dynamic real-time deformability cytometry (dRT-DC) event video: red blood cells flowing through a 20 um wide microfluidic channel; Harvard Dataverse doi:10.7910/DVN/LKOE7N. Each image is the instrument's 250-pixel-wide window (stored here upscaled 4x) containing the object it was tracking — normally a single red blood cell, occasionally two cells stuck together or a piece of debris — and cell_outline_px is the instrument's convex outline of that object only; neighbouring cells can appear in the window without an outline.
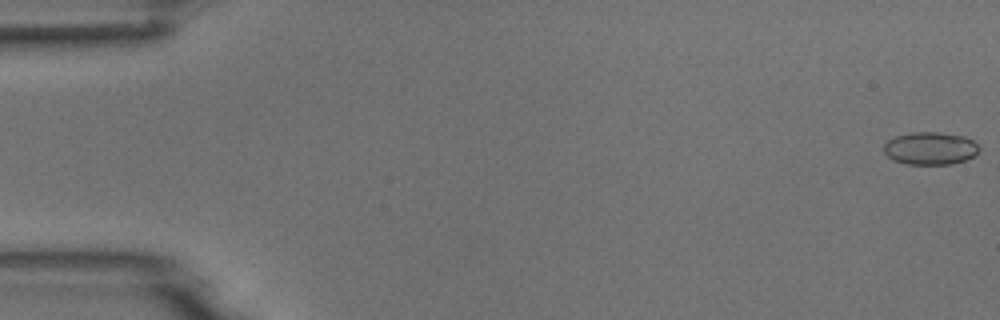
{"species": "common noctule bat (a hibernating species)", "species_latin": "Nyctalus noctula", "temperature_condition": "room temperature", "stored_images_in_passage": 7, "camera_frame_rate_fps": 3000, "um_per_image_px": 0.085, "animal": {"sex": "male", "body_mass_g": 18.8}, "frame": {"image": 1, "passage_image": 1, "time_ms": 0.0, "image_size_px": [1000, 320], "cell_outline_px": [[980, 148], [976, 156], [952, 164], [908, 164], [892, 160], [884, 152], [884, 144], [888, 140], [896, 136], [912, 132], [940, 132], [964, 136], [972, 140]], "centroid_in_image_um": [79.08, 12.61], "position_along_channel_um": 5.9, "area_um2": 18.21}}
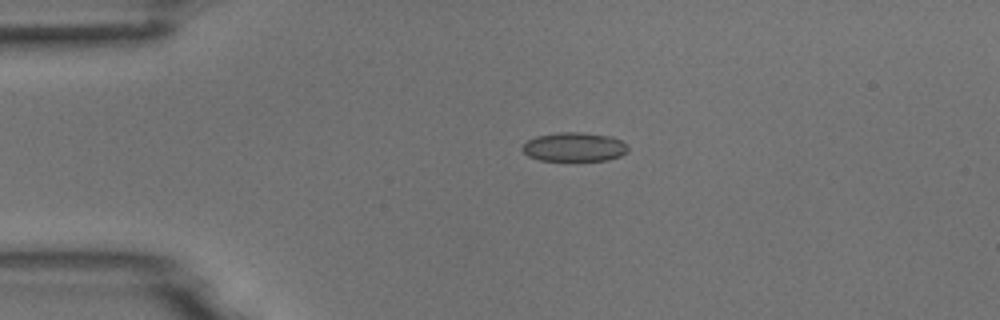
{"frame": {"image": 2, "passage_image": 4, "time_ms": 1.0, "image_size_px": [1000, 320], "cell_outline_px": [[628, 152], [620, 156], [608, 160], [540, 160], [528, 156], [520, 148], [528, 140], [536, 136], [560, 132], [580, 132], [612, 136], [628, 144]], "centroid_in_image_um": [48.84, 12.48], "position_along_channel_um": 36.2, "area_um2": 17.92}}
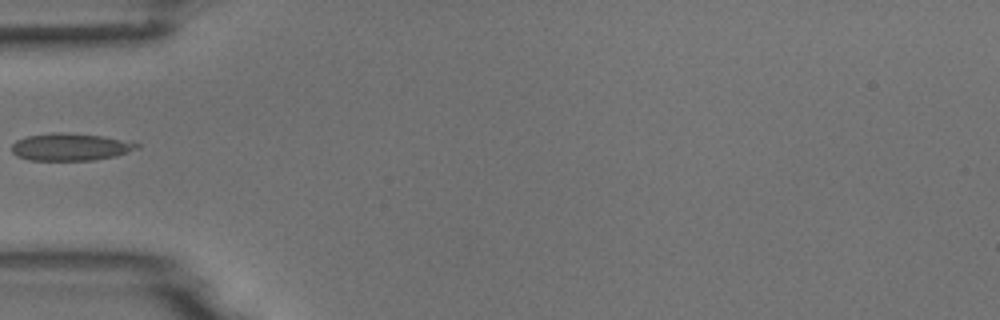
{"frame": {"image": 3, "passage_image": 5, "time_ms": 1.333, "image_size_px": [1000, 320], "cell_outline_px": [[140, 148], [116, 156], [92, 160], [28, 160], [16, 156], [12, 152], [12, 144], [16, 140], [28, 136], [52, 132], [68, 132], [104, 136], [132, 140], [140, 144]], "centroid_in_image_um": [6.04, 12.48], "position_along_channel_um": 79.0, "area_um2": 20.35}}